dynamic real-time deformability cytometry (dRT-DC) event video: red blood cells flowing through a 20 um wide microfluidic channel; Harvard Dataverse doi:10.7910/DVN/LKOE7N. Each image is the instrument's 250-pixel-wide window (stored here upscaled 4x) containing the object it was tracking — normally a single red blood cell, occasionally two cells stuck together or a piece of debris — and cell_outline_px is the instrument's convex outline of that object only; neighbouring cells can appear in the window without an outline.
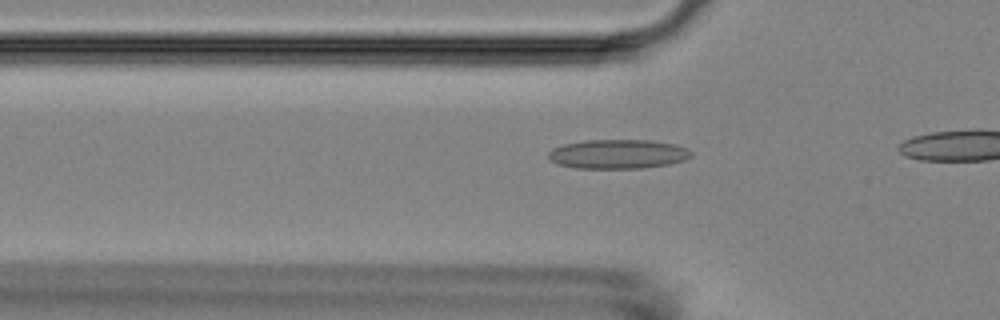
{"species": "Egyptian fruit bat (a non-hibernating species)", "species_latin": "Rousettus aegyptiacus", "temperature_condition": "room temperature", "stored_images_in_passage": 12, "camera_frame_rate_fps": 3000, "um_per_image_px": 0.085, "animal": {"sex": "female"}, "frame": {"image": 1, "passage_image": 6, "time_ms": 1.667, "image_size_px": [1000, 320], "cell_outline_px": [[692, 156], [684, 160], [668, 164], [640, 168], [576, 168], [556, 164], [548, 160], [548, 152], [552, 148], [564, 144], [584, 140], [652, 140], [676, 144], [688, 148], [692, 152]], "centroid_in_image_um": [52.5, 13.09], "position_along_channel_um": 73.3, "area_um2": 24.57}}